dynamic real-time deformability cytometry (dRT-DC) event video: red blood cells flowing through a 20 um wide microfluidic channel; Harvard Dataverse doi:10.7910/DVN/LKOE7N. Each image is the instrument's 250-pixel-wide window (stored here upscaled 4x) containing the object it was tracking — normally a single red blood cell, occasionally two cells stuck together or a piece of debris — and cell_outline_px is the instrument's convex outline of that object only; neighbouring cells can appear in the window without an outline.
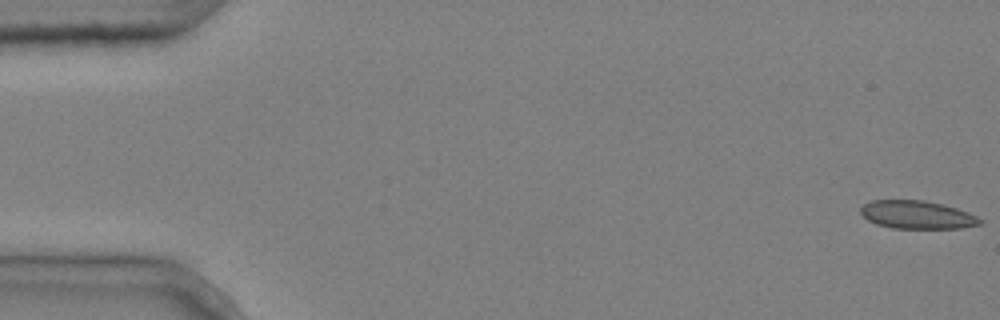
{"species": "common noctule bat (a hibernating species)", "species_latin": "Nyctalus noctula", "temperature_condition": "cold", "stored_images_in_passage": 6, "camera_frame_rate_fps": 3000, "um_per_image_px": 0.085, "animal": {"sex": "male", "body_mass_g": 20.4}, "frame": {"image": 1, "passage_image": 1, "time_ms": 0.0, "image_size_px": [1000, 320], "cell_outline_px": [[984, 220], [980, 224], [960, 228], [892, 228], [876, 224], [868, 220], [860, 212], [860, 208], [864, 204], [872, 200], [924, 200], [956, 208], [968, 212]], "centroid_in_image_um": [77.94, 18.25], "position_along_channel_um": 7.1, "area_um2": 19.42}}
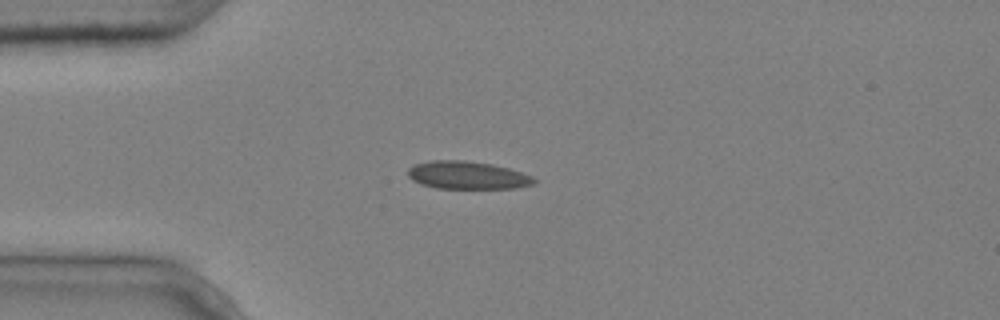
{"frame": {"image": 2, "passage_image": 4, "time_ms": 1.0, "image_size_px": [1000, 320], "cell_outline_px": [[536, 184], [516, 188], [436, 188], [420, 184], [412, 180], [408, 176], [408, 168], [416, 164], [432, 160], [464, 160], [492, 164], [508, 168], [532, 176], [536, 180]], "centroid_in_image_um": [39.73, 14.89], "position_along_channel_um": 45.3, "area_um2": 20.46}}